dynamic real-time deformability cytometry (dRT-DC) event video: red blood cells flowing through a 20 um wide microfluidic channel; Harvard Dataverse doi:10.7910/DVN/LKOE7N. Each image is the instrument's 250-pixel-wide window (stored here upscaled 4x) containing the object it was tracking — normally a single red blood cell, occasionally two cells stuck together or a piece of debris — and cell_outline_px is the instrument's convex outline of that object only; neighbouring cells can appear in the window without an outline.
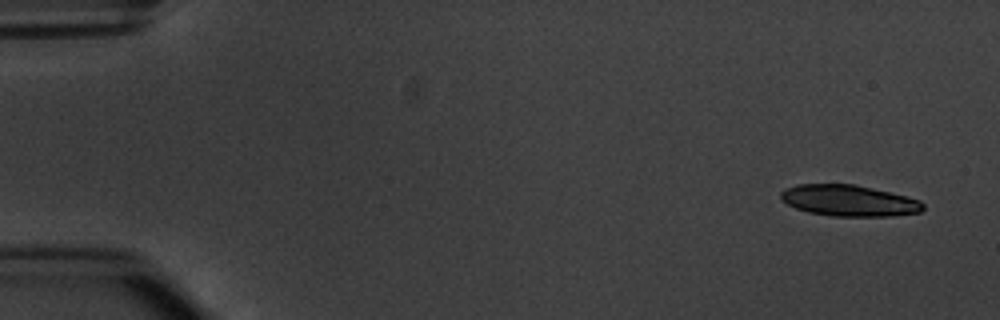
{"species": "common noctule bat (a hibernating species)", "species_latin": "Nyctalus noctula", "temperature_condition": "warm", "stored_images_in_passage": 4, "camera_frame_rate_fps": 3000, "um_per_image_px": 0.085, "animal": {"sex": "male", "body_mass_g": 20.1, "forearm_length_mm": 53.5}, "frame": {"image": 1, "passage_image": 1, "time_ms": 0.0, "image_size_px": [1000, 320], "cell_outline_px": [[924, 208], [920, 212], [892, 216], [832, 216], [808, 212], [796, 208], [780, 200], [780, 192], [784, 188], [796, 184], [856, 184], [920, 200], [924, 204]], "centroid_in_image_um": [72.12, 17.05], "position_along_channel_um": 12.9, "area_um2": 25.89}}